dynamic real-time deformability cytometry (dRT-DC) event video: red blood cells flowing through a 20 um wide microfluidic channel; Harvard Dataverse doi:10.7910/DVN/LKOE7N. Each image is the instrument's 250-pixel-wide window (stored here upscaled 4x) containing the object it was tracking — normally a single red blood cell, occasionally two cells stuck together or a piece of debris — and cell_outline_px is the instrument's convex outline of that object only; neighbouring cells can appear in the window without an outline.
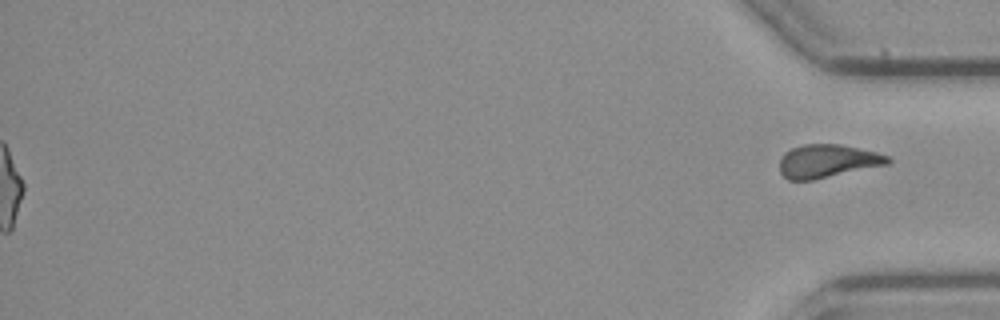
{"species": "common noctule bat (a hibernating species)", "species_latin": "Nyctalus noctula", "temperature_condition": "cold", "stored_images_in_passage": 54, "segment_of_instrument_passage": [2, 2], "camera_frame_rate_fps": 3000, "um_per_image_px": 0.085, "animal": {"sex": "female", "body_mass_g": 21.9}, "frame": {"image": 1, "passage_image": 54, "time_ms": 17.667, "image_size_px": [1000, 320], "cell_outline_px": [[892, 160], [888, 164], [812, 180], [788, 180], [780, 172], [780, 156], [784, 152], [792, 148], [804, 144], [840, 144], [876, 152], [888, 156]], "centroid_in_image_um": [70.31, 13.69], "position_along_channel_um": 364.9, "area_um2": 20.87}}